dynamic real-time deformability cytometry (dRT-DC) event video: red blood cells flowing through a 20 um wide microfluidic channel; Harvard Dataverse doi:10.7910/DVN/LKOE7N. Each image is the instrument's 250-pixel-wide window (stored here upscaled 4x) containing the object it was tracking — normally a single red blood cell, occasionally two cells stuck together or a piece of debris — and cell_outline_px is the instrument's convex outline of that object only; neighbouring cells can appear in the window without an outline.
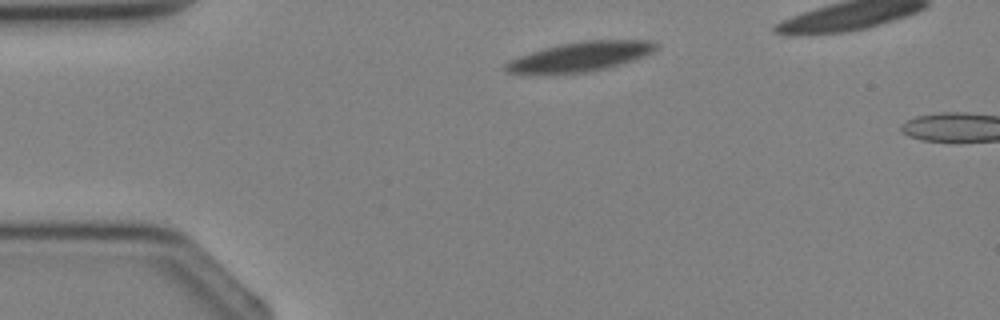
{"species": "Egyptian fruit bat (a non-hibernating species)", "species_latin": "Rousettus aegyptiacus", "temperature_condition": "cold", "stored_images_in_passage": 2, "camera_frame_rate_fps": 3000, "um_per_image_px": 0.085, "animal": {"sex": "female"}, "frame": {"image": 1, "passage_image": 1, "time_ms": 0.0, "image_size_px": [1000, 320], "cell_outline_px": [[656, 48], [652, 52], [644, 56], [608, 68], [588, 72], [508, 72], [504, 68], [504, 64], [520, 56], [544, 48], [560, 44], [580, 40], [656, 40]], "centroid_in_image_um": [49.42, 4.78], "position_along_channel_um": 35.6, "area_um2": 25.14}}